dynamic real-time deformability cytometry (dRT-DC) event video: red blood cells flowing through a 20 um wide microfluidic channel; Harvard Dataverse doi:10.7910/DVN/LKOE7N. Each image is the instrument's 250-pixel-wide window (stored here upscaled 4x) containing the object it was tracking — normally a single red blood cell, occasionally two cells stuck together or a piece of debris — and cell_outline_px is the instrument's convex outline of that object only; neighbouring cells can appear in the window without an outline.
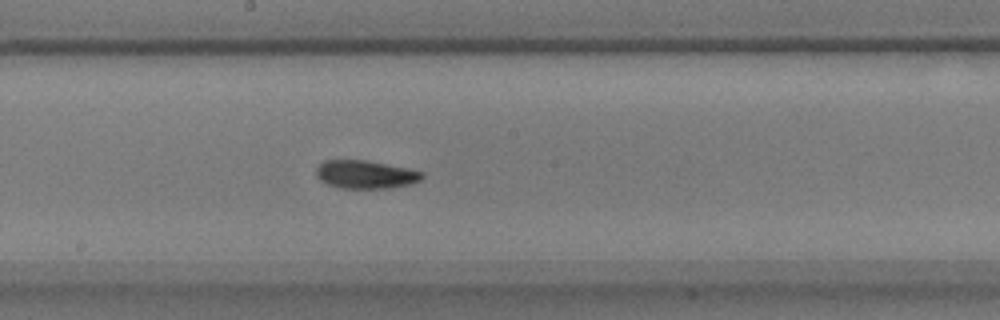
{"species": "common noctule bat (a hibernating species)", "species_latin": "Nyctalus noctula", "temperature_condition": "warm", "stored_images_in_passage": 52, "camera_frame_rate_fps": 3000, "um_per_image_px": 0.085, "animal": {"sex": "male", "body_mass_g": 17.9}, "frame": {"image": 1, "passage_image": 28, "time_ms": 9.0, "image_size_px": [1000, 320], "cell_outline_px": [[424, 176], [420, 180], [408, 184], [388, 188], [340, 188], [328, 184], [320, 180], [316, 176], [316, 168], [324, 160], [364, 160], [408, 168], [424, 172]], "centroid_in_image_um": [31.05, 14.82], "position_along_channel_um": 217.1, "area_um2": 17.28}}
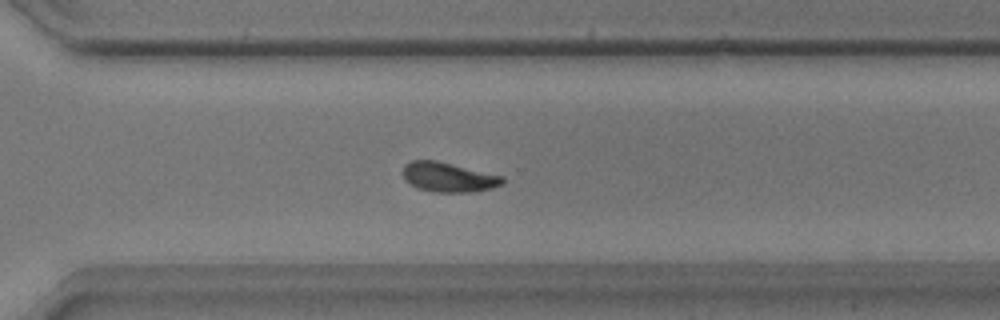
{"frame": {"image": 2, "passage_image": 37, "time_ms": 12.0, "image_size_px": [1000, 320], "cell_outline_px": [[504, 180], [500, 184], [492, 188], [468, 192], [432, 192], [416, 188], [404, 180], [404, 164], [412, 160], [436, 160], [504, 176]], "centroid_in_image_um": [38.08, 15.06], "position_along_channel_um": 332.5, "area_um2": 17.17}}
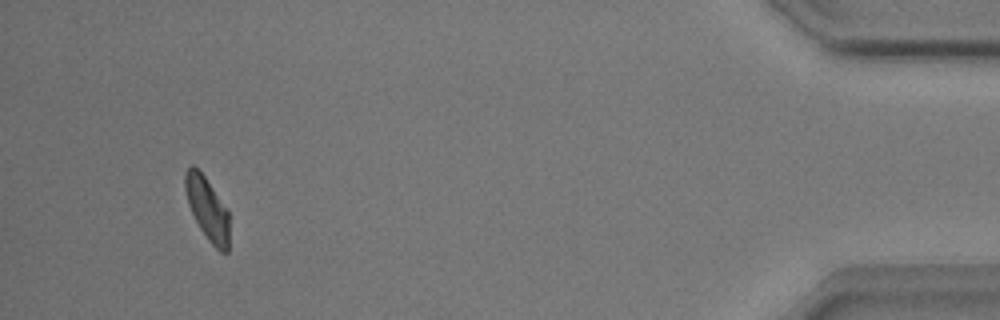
{"frame": {"image": 3, "passage_image": 49, "time_ms": 16.0, "image_size_px": [1000, 320], "cell_outline_px": [[228, 252], [220, 252], [208, 240], [200, 228], [188, 204], [184, 188], [184, 172], [192, 164], [204, 176], [228, 208]], "centroid_in_image_um": [17.61, 17.72], "position_along_channel_um": 417.6, "area_um2": 16.07}, "authors_computed_cell_mechanics": {"area_um2": 16.762, "velocity_mm_per_s": 3.8552, "shape_relaxation_time_tau1_ms": 4.6583, "shape_relaxation_time_tau2_ms": 3.1624, "deformation_change_tau1": 0.1401, "deformation_change_tau2": 0.0872}}